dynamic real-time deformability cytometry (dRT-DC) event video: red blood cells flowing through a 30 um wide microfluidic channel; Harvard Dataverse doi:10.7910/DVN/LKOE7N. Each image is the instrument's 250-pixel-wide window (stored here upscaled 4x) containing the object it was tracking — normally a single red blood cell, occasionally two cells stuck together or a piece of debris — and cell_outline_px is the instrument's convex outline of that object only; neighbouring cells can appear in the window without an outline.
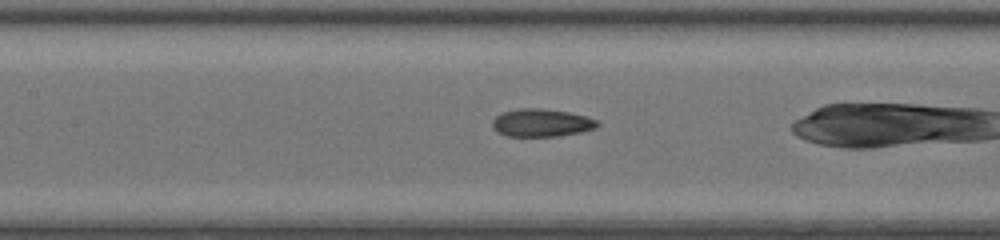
{"species": "common noctule bat (a hibernating species)", "species_latin": "Nyctalus noctula", "temperature_condition": "room temperature", "stored_images_in_passage": 35, "camera_frame_rate_fps": 3000, "um_per_image_px": 0.085, "animal": {"sex": "female", "body_mass_g": 20.0, "forearm_length_mm": 54.0}, "frame": {"image": 1, "passage_image": 19, "time_ms": 6.0, "image_size_px": [1000, 240], "cell_outline_px": [[600, 124], [596, 128], [580, 132], [556, 136], [508, 136], [496, 132], [492, 128], [492, 120], [496, 116], [504, 112], [520, 108], [540, 108], [568, 112], [588, 116], [596, 120]], "centroid_in_image_um": [46.02, 10.44], "position_along_channel_um": 161.4, "area_um2": 17.05}}
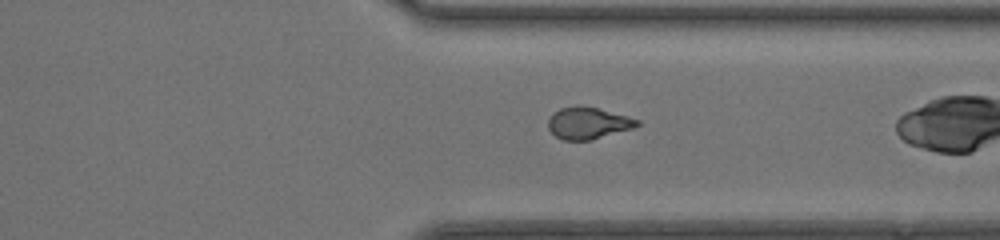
{"frame": {"image": 2, "passage_image": 33, "time_ms": 10.667, "image_size_px": [1000, 240], "cell_outline_px": [[640, 124], [636, 128], [592, 140], [564, 140], [556, 136], [548, 128], [548, 120], [552, 112], [560, 108], [580, 104], [584, 104], [628, 116], [640, 120]], "centroid_in_image_um": [50.01, 10.44], "position_along_channel_um": 361.4, "area_um2": 16.94}}